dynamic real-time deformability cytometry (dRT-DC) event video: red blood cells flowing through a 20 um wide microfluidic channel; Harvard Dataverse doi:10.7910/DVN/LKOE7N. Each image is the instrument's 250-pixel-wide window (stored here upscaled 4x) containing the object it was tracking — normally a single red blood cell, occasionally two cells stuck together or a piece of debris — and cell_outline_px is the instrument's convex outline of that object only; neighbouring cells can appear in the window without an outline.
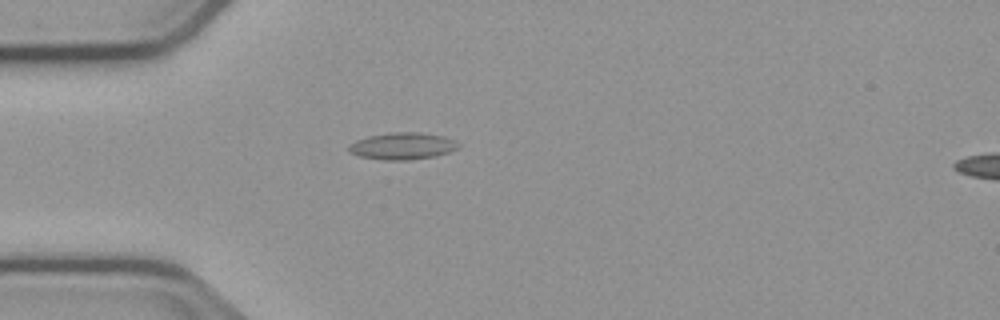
{"species": "common noctule bat (a hibernating species)", "species_latin": "Nyctalus noctula", "temperature_condition": "cold", "stored_images_in_passage": 41, "camera_frame_rate_fps": 3000, "um_per_image_px": 0.085, "animal": {"sex": "male", "body_mass_g": 23.1, "forearm_length_mm": 52.7}, "frame": {"image": 1, "passage_image": 1, "time_ms": 0.0, "image_size_px": [1000, 320], "cell_outline_px": [[460, 148], [452, 152], [436, 156], [412, 160], [384, 160], [360, 156], [348, 152], [348, 144], [356, 140], [368, 136], [392, 132], [416, 132], [444, 136], [460, 144]], "centroid_in_image_um": [34.22, 12.42], "position_along_channel_um": 50.8, "area_um2": 17.4}}
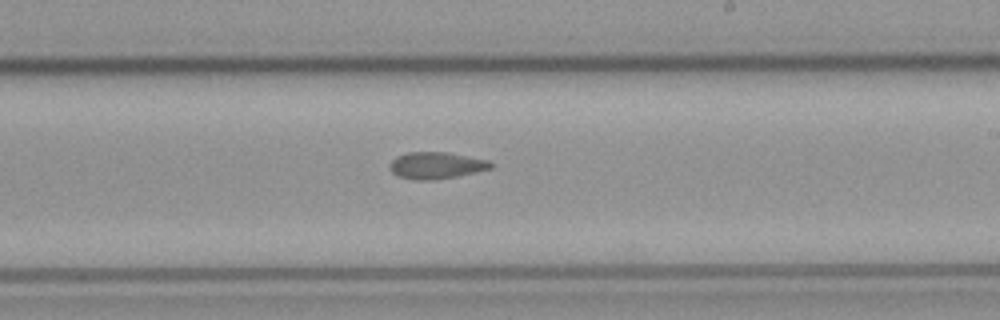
{"frame": {"image": 2, "passage_image": 18, "time_ms": 5.667, "image_size_px": [1000, 320], "cell_outline_px": [[496, 164], [492, 168], [476, 172], [456, 176], [432, 180], [412, 180], [396, 176], [388, 168], [388, 164], [396, 156], [408, 152], [448, 152], [488, 160]], "centroid_in_image_um": [37.05, 14.06], "position_along_channel_um": 251.9, "area_um2": 16.01}}
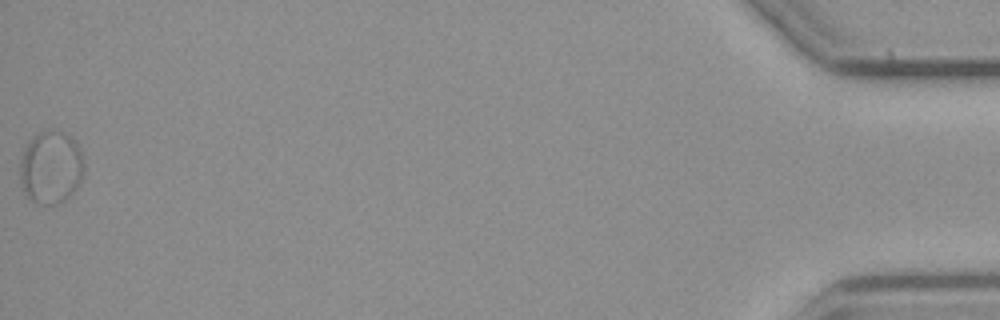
{"frame": {"image": 3, "passage_image": 41, "time_ms": 13.333, "image_size_px": [1000, 320], "cell_outline_px": [[84, 176], [76, 188], [64, 200], [56, 204], [36, 204], [24, 192], [20, 184], [20, 160], [24, 148], [40, 132], [48, 128], [52, 128], [76, 140], [80, 148], [84, 164]], "centroid_in_image_um": [4.34, 14.22], "position_along_channel_um": 430.9, "area_um2": 27.34}, "authors_computed_cell_mechanics": {"area_um2": 15.9528, "velocity_mm_per_s": 3.718, "shape_relaxation_time_tau1_ms": null, "shape_relaxation_time_tau2_ms": 1.5633, "deformation_change_tau1": null, "deformation_change_tau2": 0.042}}